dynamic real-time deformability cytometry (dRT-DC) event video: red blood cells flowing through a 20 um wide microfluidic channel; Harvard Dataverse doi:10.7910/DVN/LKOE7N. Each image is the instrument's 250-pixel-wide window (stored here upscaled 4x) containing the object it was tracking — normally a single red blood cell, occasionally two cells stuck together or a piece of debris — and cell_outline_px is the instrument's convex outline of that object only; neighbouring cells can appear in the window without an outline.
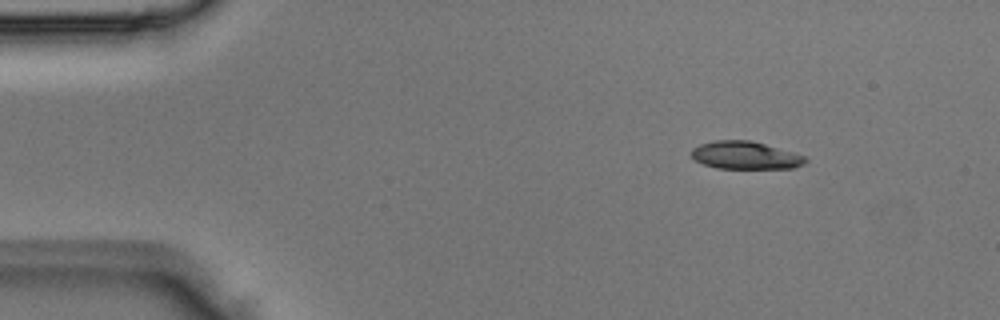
{"species": "Egyptian fruit bat (a non-hibernating species)", "species_latin": "Rousettus aegyptiacus", "temperature_condition": "room temperature", "stored_images_in_passage": 2, "camera_frame_rate_fps": 3000, "um_per_image_px": 0.085, "animal": {"sex": "male"}, "frame": {"image": 1, "passage_image": 1, "time_ms": 0.0, "image_size_px": [1000, 320], "cell_outline_px": [[808, 160], [804, 164], [792, 168], [716, 168], [704, 164], [696, 160], [692, 156], [692, 148], [700, 144], [716, 140], [752, 140], [808, 156]], "centroid_in_image_um": [63.4, 13.19], "position_along_channel_um": 21.6, "area_um2": 18.5}}